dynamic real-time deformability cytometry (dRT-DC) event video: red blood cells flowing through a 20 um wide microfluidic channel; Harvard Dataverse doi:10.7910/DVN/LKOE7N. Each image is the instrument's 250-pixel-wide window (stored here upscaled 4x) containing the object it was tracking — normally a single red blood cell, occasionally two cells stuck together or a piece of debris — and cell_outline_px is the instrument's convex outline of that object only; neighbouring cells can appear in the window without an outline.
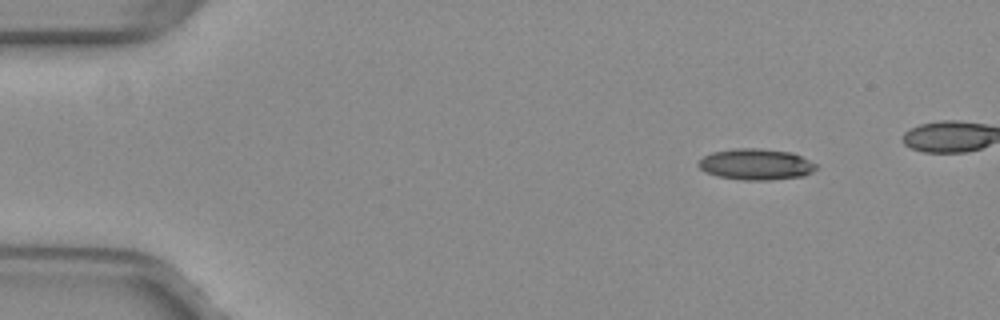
{"species": "common noctule bat (a hibernating species)", "species_latin": "Nyctalus noctula", "temperature_condition": "warm", "stored_images_in_passage": 9, "camera_frame_rate_fps": 3000, "um_per_image_px": 0.085, "animal": {"sex": "female", "body_mass_g": 29.2, "forearm_length_mm": 56.3}, "frame": {"image": 1, "passage_image": 1, "time_ms": 0.0, "image_size_px": [1000, 320], "cell_outline_px": [[816, 168], [812, 172], [804, 176], [772, 180], [744, 180], [716, 176], [704, 172], [696, 164], [704, 156], [712, 152], [732, 148], [760, 148], [792, 152], [816, 164]], "centroid_in_image_um": [64.23, 13.97], "position_along_channel_um": 20.8, "area_um2": 21.5}}